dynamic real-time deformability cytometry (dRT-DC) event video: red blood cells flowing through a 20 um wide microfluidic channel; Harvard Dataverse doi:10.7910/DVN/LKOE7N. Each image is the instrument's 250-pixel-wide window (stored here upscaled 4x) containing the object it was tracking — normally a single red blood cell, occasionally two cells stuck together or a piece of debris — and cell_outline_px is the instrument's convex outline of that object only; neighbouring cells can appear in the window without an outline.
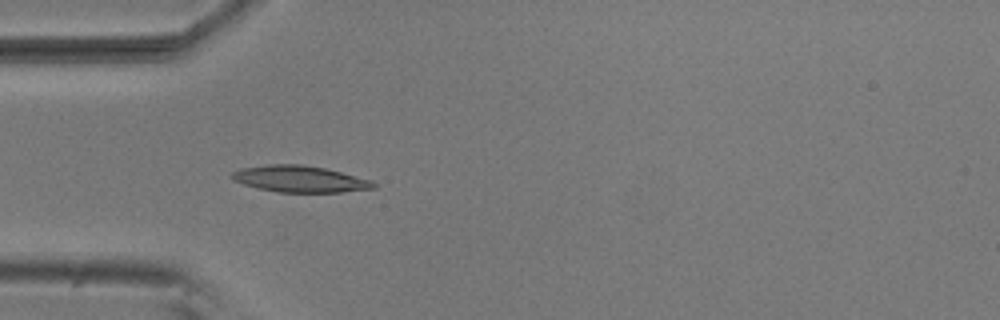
{"species": "common noctule bat (a hibernating species)", "species_latin": "Nyctalus noctula", "temperature_condition": "room temperature", "stored_images_in_passage": 7, "camera_frame_rate_fps": 3000, "um_per_image_px": 0.085, "animal": {"sex": "male", "body_mass_g": 20.5, "forearm_length_mm": 52.5}, "frame": {"image": 1, "passage_image": 6, "time_ms": 1.667, "image_size_px": [1000, 320], "cell_outline_px": [[376, 188], [340, 192], [276, 192], [244, 184], [232, 180], [228, 176], [232, 172], [240, 168], [268, 164], [300, 164], [324, 168], [372, 180], [376, 184]], "centroid_in_image_um": [25.45, 15.21], "position_along_channel_um": 59.6, "area_um2": 21.85}}
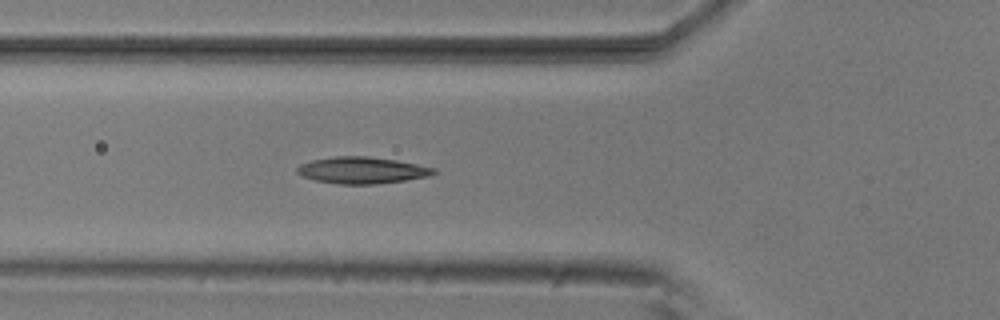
{"frame": {"image": 2, "passage_image": 7, "time_ms": 2.0, "image_size_px": [1000, 320], "cell_outline_px": [[436, 172], [428, 176], [404, 180], [376, 184], [340, 184], [312, 180], [300, 176], [296, 172], [296, 168], [300, 164], [312, 160], [336, 156], [368, 156], [396, 160], [436, 168]], "centroid_in_image_um": [30.72, 14.47], "position_along_channel_um": 95.1, "area_um2": 21.21}}